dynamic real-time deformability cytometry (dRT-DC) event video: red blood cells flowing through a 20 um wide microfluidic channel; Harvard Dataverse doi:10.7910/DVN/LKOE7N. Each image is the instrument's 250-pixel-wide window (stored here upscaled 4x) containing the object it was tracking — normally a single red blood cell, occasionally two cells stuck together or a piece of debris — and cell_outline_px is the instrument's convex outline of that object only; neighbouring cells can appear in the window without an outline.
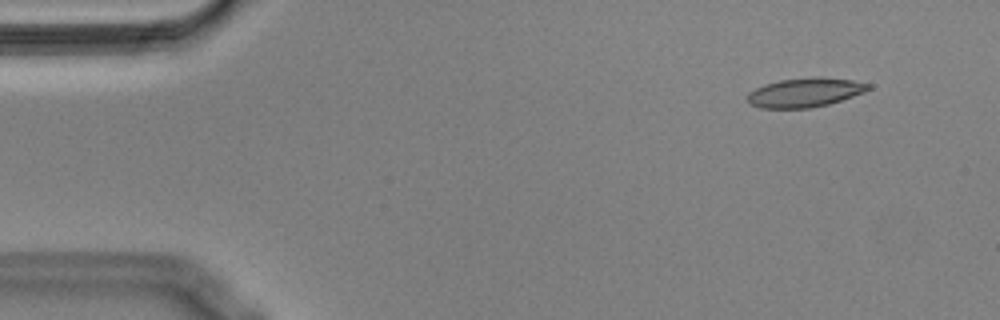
{"species": "Egyptian fruit bat (a non-hibernating species)", "species_latin": "Rousettus aegyptiacus", "temperature_condition": "cold", "stored_images_in_passage": 55, "camera_frame_rate_fps": 3000, "um_per_image_px": 0.085, "animal": {"sex": "male"}, "frame": {"image": 1, "passage_image": 5, "time_ms": 1.333, "image_size_px": [1000, 320], "cell_outline_px": [[872, 88], [864, 92], [828, 104], [812, 108], [760, 108], [748, 104], [748, 92], [764, 84], [780, 80], [812, 76], [820, 76], [852, 80], [872, 84]], "centroid_in_image_um": [68.42, 7.85], "position_along_channel_um": 16.6, "area_um2": 20.75}}
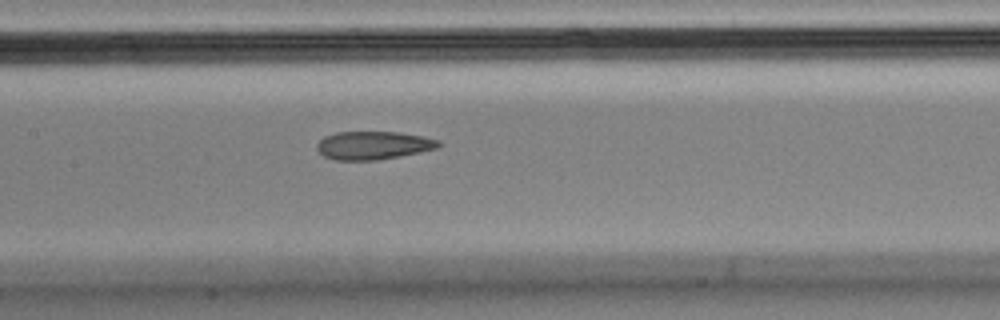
{"frame": {"image": 2, "passage_image": 26, "time_ms": 8.333, "image_size_px": [1000, 320], "cell_outline_px": [[444, 144], [440, 148], [400, 156], [376, 160], [336, 160], [324, 156], [316, 148], [316, 144], [324, 136], [336, 132], [400, 132], [424, 136], [440, 140]], "centroid_in_image_um": [31.79, 12.35], "position_along_channel_um": 175.6, "area_um2": 20.23}}
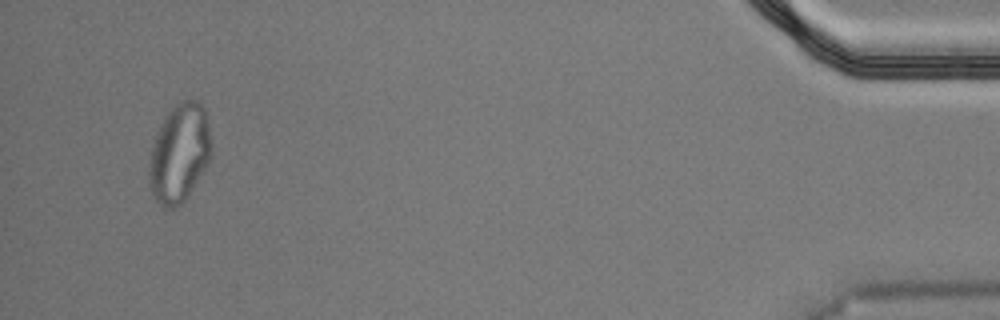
{"frame": {"image": 3, "passage_image": 53, "time_ms": 17.333, "image_size_px": [1000, 320], "cell_outline_px": [[212, 156], [188, 196], [176, 208], [164, 208], [152, 196], [148, 172], [152, 148], [156, 136], [168, 112], [180, 100], [200, 100], [204, 108], [208, 124], [212, 144]], "centroid_in_image_um": [15.28, 13.03], "position_along_channel_um": 419.9, "area_um2": 35.55}, "authors_computed_cell_mechanics": {"area_um2": 21.0392, "velocity_mm_per_s": 3.5774, "shape_relaxation_time_tau1_ms": null, "shape_relaxation_time_tau2_ms": 1.9343, "deformation_change_tau1": null, "deformation_change_tau2": 0.0863}}